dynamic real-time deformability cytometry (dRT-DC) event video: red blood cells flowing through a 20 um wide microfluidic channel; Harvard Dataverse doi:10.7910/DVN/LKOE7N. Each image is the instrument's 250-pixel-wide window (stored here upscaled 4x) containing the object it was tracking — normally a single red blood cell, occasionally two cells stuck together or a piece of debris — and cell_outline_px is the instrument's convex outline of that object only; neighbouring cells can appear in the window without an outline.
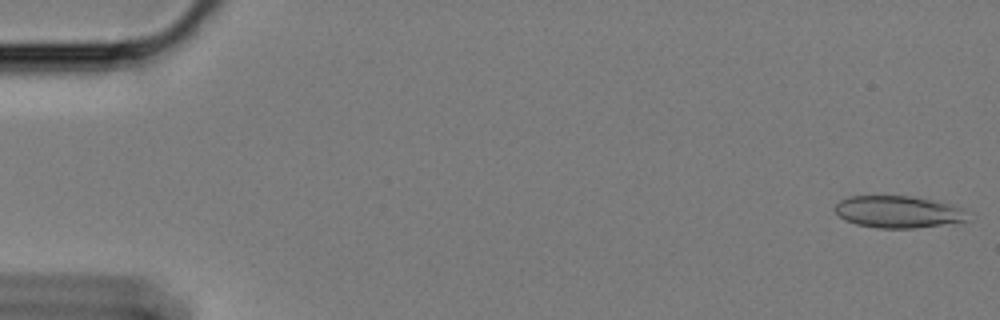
{"species": "Egyptian fruit bat (a non-hibernating species)", "species_latin": "Rousettus aegyptiacus", "temperature_condition": "cold", "stored_images_in_passage": 59, "camera_frame_rate_fps": 3000, "um_per_image_px": 0.085, "animal": {"sex": "female"}, "frame": {"image": 1, "passage_image": 1, "time_ms": 0.0, "image_size_px": [1000, 320], "cell_outline_px": [[968, 220], [916, 228], [876, 228], [856, 224], [844, 220], [836, 212], [836, 204], [840, 200], [848, 196], [912, 196], [948, 204], [956, 208]], "centroid_in_image_um": [76.2, 18.01], "position_along_channel_um": 8.8, "area_um2": 24.04}}
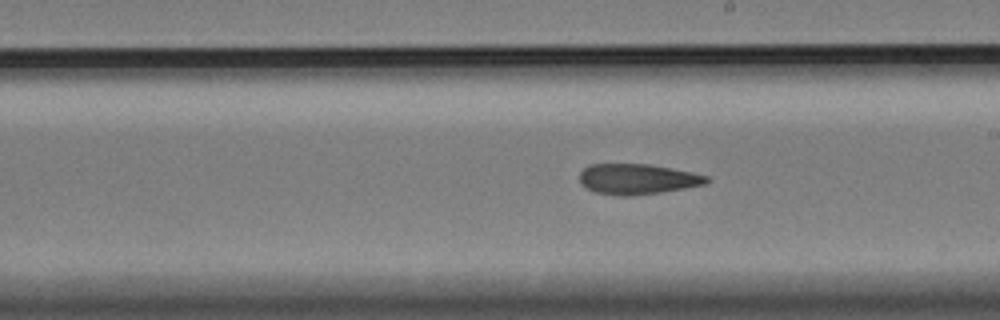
{"frame": {"image": 2, "passage_image": 33, "time_ms": 10.667, "image_size_px": [1000, 320], "cell_outline_px": [[712, 180], [704, 184], [684, 188], [660, 192], [628, 196], [620, 196], [596, 192], [584, 188], [580, 184], [580, 172], [588, 164], [648, 164], [692, 172], [708, 176]], "centroid_in_image_um": [54.15, 15.22], "position_along_channel_um": 234.9, "area_um2": 22.54}}
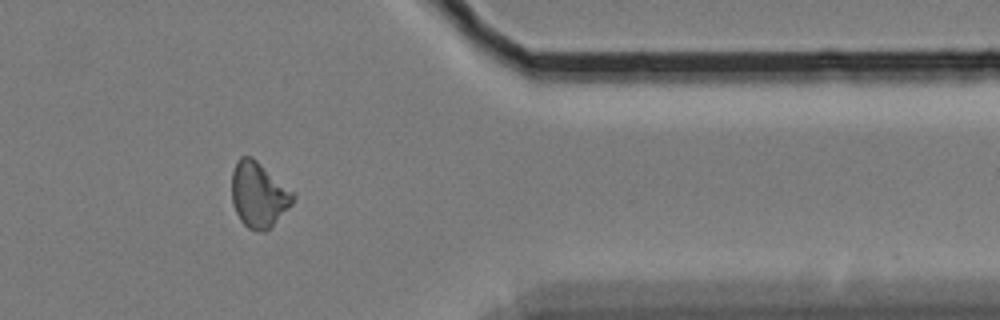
{"frame": {"image": 3, "passage_image": 48, "time_ms": 15.667, "image_size_px": [1000, 320], "cell_outline_px": [[296, 196], [292, 204], [264, 232], [260, 232], [248, 228], [240, 220], [236, 212], [232, 200], [232, 172], [236, 160], [240, 156], [252, 156], [292, 192]], "centroid_in_image_um": [21.95, 16.53], "position_along_channel_um": 389.5, "area_um2": 22.89}, "authors_computed_cell_mechanics": {"area_um2": 23.2934, "velocity_mm_per_s": 3.4094, "shape_relaxation_time_tau1_ms": null, "shape_relaxation_time_tau2_ms": 8.2832, "deformation_change_tau1": null, "deformation_change_tau2": 0.1658}}